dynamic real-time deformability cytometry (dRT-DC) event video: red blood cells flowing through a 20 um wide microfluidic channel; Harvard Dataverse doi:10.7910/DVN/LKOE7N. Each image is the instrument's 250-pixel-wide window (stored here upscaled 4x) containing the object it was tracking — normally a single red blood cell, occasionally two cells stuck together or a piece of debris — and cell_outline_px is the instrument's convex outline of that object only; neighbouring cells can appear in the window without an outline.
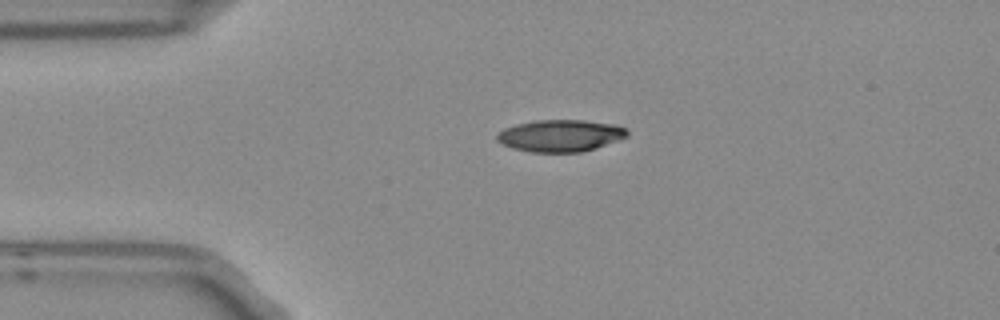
{"species": "Egyptian fruit bat (a non-hibernating species)", "species_latin": "Rousettus aegyptiacus", "temperature_condition": "room temperature", "stored_images_in_passage": 2, "camera_frame_rate_fps": 3000, "um_per_image_px": 0.085, "frame": {"image": 1, "passage_image": 1, "time_ms": 0.0, "image_size_px": [1000, 320], "cell_outline_px": [[628, 136], [620, 140], [596, 148], [580, 152], [532, 152], [512, 148], [496, 140], [496, 132], [504, 128], [516, 124], [536, 120], [584, 120], [616, 124], [628, 128]], "centroid_in_image_um": [47.66, 11.52], "position_along_channel_um": 37.3, "area_um2": 24.51}}